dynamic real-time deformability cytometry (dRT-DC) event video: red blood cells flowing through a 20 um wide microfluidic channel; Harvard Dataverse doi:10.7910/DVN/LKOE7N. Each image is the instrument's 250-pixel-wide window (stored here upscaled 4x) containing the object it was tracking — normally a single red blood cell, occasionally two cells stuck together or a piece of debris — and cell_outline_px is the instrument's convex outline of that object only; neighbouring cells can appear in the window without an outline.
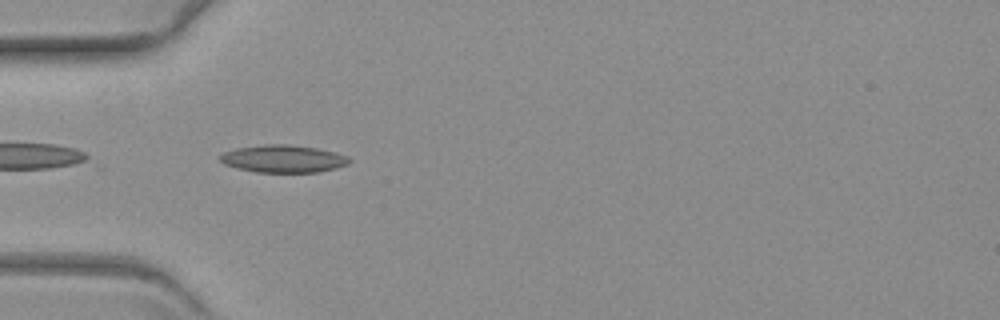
{"species": "common noctule bat (a hibernating species)", "species_latin": "Nyctalus noctula", "temperature_condition": "warm", "stored_images_in_passage": 14, "camera_frame_rate_fps": 3000, "um_per_image_px": 0.085, "animal": {"sex": "female", "body_mass_g": 19.3, "forearm_length_mm": 54.1}, "frame": {"image": 1, "passage_image": 2, "time_ms": 0.333, "image_size_px": [1000, 320], "cell_outline_px": [[352, 160], [348, 164], [336, 168], [320, 172], [256, 172], [236, 168], [224, 164], [220, 160], [220, 156], [224, 152], [236, 148], [264, 144], [288, 144], [316, 148], [336, 152], [348, 156]], "centroid_in_image_um": [24.1, 13.49], "position_along_channel_um": 60.9, "area_um2": 20.81}}